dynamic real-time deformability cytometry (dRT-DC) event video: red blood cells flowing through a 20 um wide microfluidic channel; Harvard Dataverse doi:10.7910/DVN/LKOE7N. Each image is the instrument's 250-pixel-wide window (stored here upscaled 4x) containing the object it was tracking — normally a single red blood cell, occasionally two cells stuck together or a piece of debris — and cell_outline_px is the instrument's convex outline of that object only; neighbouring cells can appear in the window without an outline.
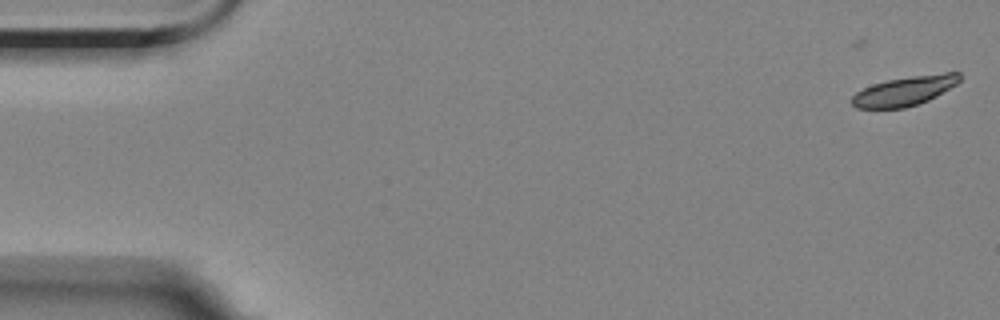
{"species": "Egyptian fruit bat (a non-hibernating species)", "species_latin": "Rousettus aegyptiacus", "temperature_condition": "room temperature", "stored_images_in_passage": 5, "camera_frame_rate_fps": 3000, "um_per_image_px": 0.085, "animal": {"sex": "female"}, "frame": {"image": 1, "passage_image": 1, "time_ms": 0.0, "image_size_px": [1000, 320], "cell_outline_px": [[964, 76], [956, 84], [936, 96], [928, 100], [904, 108], [856, 108], [852, 104], [852, 96], [856, 92], [872, 84], [888, 80], [912, 76], [944, 72], [960, 72]], "centroid_in_image_um": [76.92, 7.71], "position_along_channel_um": 8.1, "area_um2": 18.38}}
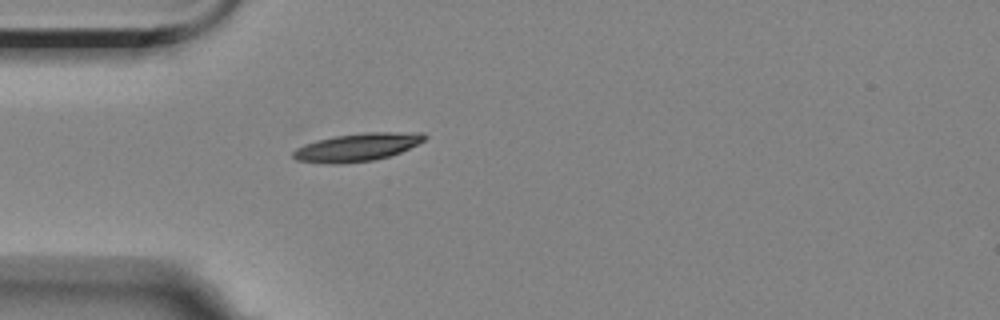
{"frame": {"image": 2, "passage_image": 5, "time_ms": 4.667, "image_size_px": [1000, 320], "cell_outline_px": [[428, 136], [424, 140], [400, 152], [388, 156], [372, 160], [340, 164], [332, 164], [296, 160], [292, 156], [292, 152], [296, 148], [304, 144], [316, 140], [336, 136], [364, 132], [424, 132]], "centroid_in_image_um": [30.35, 12.5], "position_along_channel_um": 54.7, "area_um2": 21.33}}